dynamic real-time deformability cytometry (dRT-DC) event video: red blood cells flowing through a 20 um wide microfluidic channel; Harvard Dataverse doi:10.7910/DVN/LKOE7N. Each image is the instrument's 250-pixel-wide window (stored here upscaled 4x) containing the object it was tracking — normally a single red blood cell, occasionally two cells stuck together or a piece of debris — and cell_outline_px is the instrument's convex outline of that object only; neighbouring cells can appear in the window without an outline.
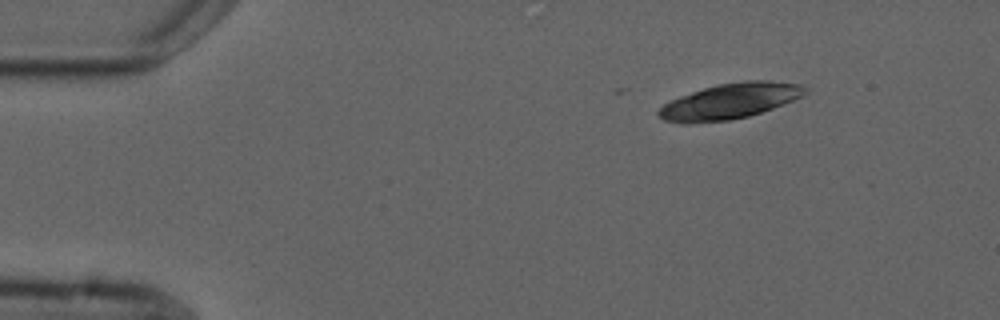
{"species": "common noctule bat (a hibernating species)", "species_latin": "Nyctalus noctula", "temperature_condition": "cold", "stored_images_in_passage": 4, "segment_of_instrument_passage": [1, 2], "camera_frame_rate_fps": 3000, "um_per_image_px": 0.085, "animal": {"sex": "male", "forearm_length_mm": 52.5}, "frame": {"image": 1, "passage_image": 1, "time_ms": 0.0, "image_size_px": [1000, 320], "cell_outline_px": [[808, 92], [792, 100], [772, 108], [748, 116], [728, 120], [688, 124], [684, 124], [664, 120], [656, 112], [664, 104], [680, 96], [704, 88], [720, 84], [744, 80], [772, 80], [800, 84], [808, 88]], "centroid_in_image_um": [62.04, 8.59], "position_along_channel_um": 23.0, "area_um2": 30.11}}